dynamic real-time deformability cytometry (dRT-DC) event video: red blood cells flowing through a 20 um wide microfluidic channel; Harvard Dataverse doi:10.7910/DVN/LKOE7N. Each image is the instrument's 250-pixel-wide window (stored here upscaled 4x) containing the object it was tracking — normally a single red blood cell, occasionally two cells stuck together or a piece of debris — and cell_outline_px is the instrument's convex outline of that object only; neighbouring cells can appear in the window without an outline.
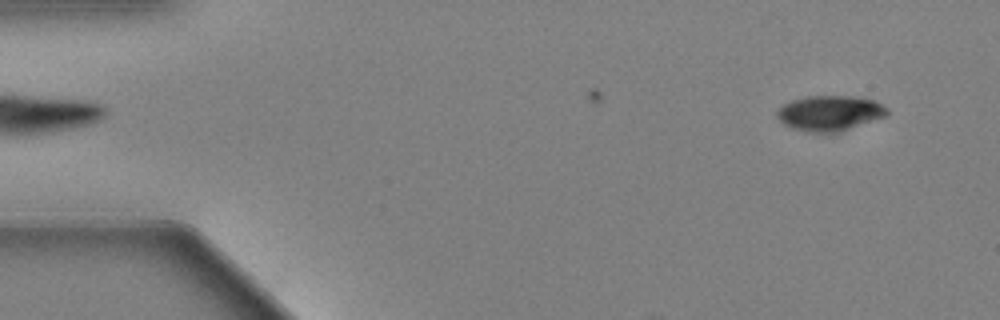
{"species": "Egyptian fruit bat (a non-hibernating species)", "species_latin": "Rousettus aegyptiacus", "temperature_condition": "warm", "stored_images_in_passage": 9, "camera_frame_rate_fps": 3000, "um_per_image_px": 0.085, "animal": {"sex": "female"}, "frame": {"image": 1, "passage_image": 3, "time_ms": 0.667, "image_size_px": [1000, 320], "cell_outline_px": [[888, 112], [884, 116], [840, 132], [808, 132], [792, 128], [784, 124], [776, 116], [776, 112], [784, 104], [792, 100], [808, 96], [852, 96], [872, 100], [888, 108]], "centroid_in_image_um": [70.5, 9.62], "position_along_channel_um": 14.5, "area_um2": 22.31}}